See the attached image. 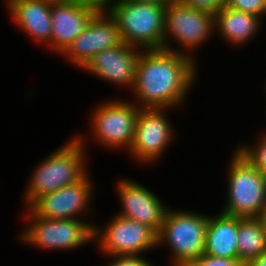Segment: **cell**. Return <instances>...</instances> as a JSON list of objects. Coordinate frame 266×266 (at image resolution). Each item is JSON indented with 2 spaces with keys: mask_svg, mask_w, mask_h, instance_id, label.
<instances>
[{
  "mask_svg": "<svg viewBox=\"0 0 266 266\" xmlns=\"http://www.w3.org/2000/svg\"><path fill=\"white\" fill-rule=\"evenodd\" d=\"M121 43L115 19L109 12H97L63 54L68 56L72 63L84 68L96 54Z\"/></svg>",
  "mask_w": 266,
  "mask_h": 266,
  "instance_id": "cell-10",
  "label": "cell"
},
{
  "mask_svg": "<svg viewBox=\"0 0 266 266\" xmlns=\"http://www.w3.org/2000/svg\"><path fill=\"white\" fill-rule=\"evenodd\" d=\"M139 110V105L116 100L101 104L92 116L95 137L105 146L130 149Z\"/></svg>",
  "mask_w": 266,
  "mask_h": 266,
  "instance_id": "cell-7",
  "label": "cell"
},
{
  "mask_svg": "<svg viewBox=\"0 0 266 266\" xmlns=\"http://www.w3.org/2000/svg\"><path fill=\"white\" fill-rule=\"evenodd\" d=\"M115 261L113 260L108 266H152L148 261L142 259L138 255H114Z\"/></svg>",
  "mask_w": 266,
  "mask_h": 266,
  "instance_id": "cell-24",
  "label": "cell"
},
{
  "mask_svg": "<svg viewBox=\"0 0 266 266\" xmlns=\"http://www.w3.org/2000/svg\"><path fill=\"white\" fill-rule=\"evenodd\" d=\"M29 211L32 225L21 235L22 240L29 244L44 249H72L95 239L94 227L81 220L45 219Z\"/></svg>",
  "mask_w": 266,
  "mask_h": 266,
  "instance_id": "cell-6",
  "label": "cell"
},
{
  "mask_svg": "<svg viewBox=\"0 0 266 266\" xmlns=\"http://www.w3.org/2000/svg\"><path fill=\"white\" fill-rule=\"evenodd\" d=\"M259 18L253 14L223 6L214 15V27L219 28L218 30L228 42L240 44L254 36L259 28Z\"/></svg>",
  "mask_w": 266,
  "mask_h": 266,
  "instance_id": "cell-18",
  "label": "cell"
},
{
  "mask_svg": "<svg viewBox=\"0 0 266 266\" xmlns=\"http://www.w3.org/2000/svg\"><path fill=\"white\" fill-rule=\"evenodd\" d=\"M189 266H244L239 259H226L203 254Z\"/></svg>",
  "mask_w": 266,
  "mask_h": 266,
  "instance_id": "cell-23",
  "label": "cell"
},
{
  "mask_svg": "<svg viewBox=\"0 0 266 266\" xmlns=\"http://www.w3.org/2000/svg\"><path fill=\"white\" fill-rule=\"evenodd\" d=\"M208 216L190 212L167 210L157 244L163 240L173 251V266H189L205 251Z\"/></svg>",
  "mask_w": 266,
  "mask_h": 266,
  "instance_id": "cell-5",
  "label": "cell"
},
{
  "mask_svg": "<svg viewBox=\"0 0 266 266\" xmlns=\"http://www.w3.org/2000/svg\"><path fill=\"white\" fill-rule=\"evenodd\" d=\"M259 145L252 147H239L237 151L243 155L255 168L266 175V133L262 135Z\"/></svg>",
  "mask_w": 266,
  "mask_h": 266,
  "instance_id": "cell-20",
  "label": "cell"
},
{
  "mask_svg": "<svg viewBox=\"0 0 266 266\" xmlns=\"http://www.w3.org/2000/svg\"><path fill=\"white\" fill-rule=\"evenodd\" d=\"M91 189L86 174L76 183L37 198L29 205V210L45 219H77V214L88 209Z\"/></svg>",
  "mask_w": 266,
  "mask_h": 266,
  "instance_id": "cell-12",
  "label": "cell"
},
{
  "mask_svg": "<svg viewBox=\"0 0 266 266\" xmlns=\"http://www.w3.org/2000/svg\"><path fill=\"white\" fill-rule=\"evenodd\" d=\"M97 12L89 7L68 4H51V48L63 53L85 30Z\"/></svg>",
  "mask_w": 266,
  "mask_h": 266,
  "instance_id": "cell-15",
  "label": "cell"
},
{
  "mask_svg": "<svg viewBox=\"0 0 266 266\" xmlns=\"http://www.w3.org/2000/svg\"><path fill=\"white\" fill-rule=\"evenodd\" d=\"M163 108H140L130 153L137 159L151 162L159 158L172 140L170 123Z\"/></svg>",
  "mask_w": 266,
  "mask_h": 266,
  "instance_id": "cell-11",
  "label": "cell"
},
{
  "mask_svg": "<svg viewBox=\"0 0 266 266\" xmlns=\"http://www.w3.org/2000/svg\"><path fill=\"white\" fill-rule=\"evenodd\" d=\"M259 218L262 221L263 227H264L265 232H266V209L261 213Z\"/></svg>",
  "mask_w": 266,
  "mask_h": 266,
  "instance_id": "cell-29",
  "label": "cell"
},
{
  "mask_svg": "<svg viewBox=\"0 0 266 266\" xmlns=\"http://www.w3.org/2000/svg\"><path fill=\"white\" fill-rule=\"evenodd\" d=\"M180 3L190 8L207 11L215 15L223 6L226 0H178Z\"/></svg>",
  "mask_w": 266,
  "mask_h": 266,
  "instance_id": "cell-22",
  "label": "cell"
},
{
  "mask_svg": "<svg viewBox=\"0 0 266 266\" xmlns=\"http://www.w3.org/2000/svg\"><path fill=\"white\" fill-rule=\"evenodd\" d=\"M165 7L160 4L113 0L109 14L122 42L145 50L164 49Z\"/></svg>",
  "mask_w": 266,
  "mask_h": 266,
  "instance_id": "cell-2",
  "label": "cell"
},
{
  "mask_svg": "<svg viewBox=\"0 0 266 266\" xmlns=\"http://www.w3.org/2000/svg\"><path fill=\"white\" fill-rule=\"evenodd\" d=\"M122 42L96 54L83 68L101 79L133 87L140 52Z\"/></svg>",
  "mask_w": 266,
  "mask_h": 266,
  "instance_id": "cell-14",
  "label": "cell"
},
{
  "mask_svg": "<svg viewBox=\"0 0 266 266\" xmlns=\"http://www.w3.org/2000/svg\"><path fill=\"white\" fill-rule=\"evenodd\" d=\"M74 3H76L77 5H83L86 7H89L93 10H95L96 12H108L111 5L113 3H111V0H73ZM110 4V6L108 7L109 9L106 8V5L108 6Z\"/></svg>",
  "mask_w": 266,
  "mask_h": 266,
  "instance_id": "cell-25",
  "label": "cell"
},
{
  "mask_svg": "<svg viewBox=\"0 0 266 266\" xmlns=\"http://www.w3.org/2000/svg\"><path fill=\"white\" fill-rule=\"evenodd\" d=\"M238 259L245 265L266 252V232L260 218H239Z\"/></svg>",
  "mask_w": 266,
  "mask_h": 266,
  "instance_id": "cell-19",
  "label": "cell"
},
{
  "mask_svg": "<svg viewBox=\"0 0 266 266\" xmlns=\"http://www.w3.org/2000/svg\"><path fill=\"white\" fill-rule=\"evenodd\" d=\"M97 237L100 248L111 256L139 255L157 245V233L153 229L118 214L104 231L94 226V238Z\"/></svg>",
  "mask_w": 266,
  "mask_h": 266,
  "instance_id": "cell-9",
  "label": "cell"
},
{
  "mask_svg": "<svg viewBox=\"0 0 266 266\" xmlns=\"http://www.w3.org/2000/svg\"><path fill=\"white\" fill-rule=\"evenodd\" d=\"M14 22L29 36L51 44V4L42 0H8Z\"/></svg>",
  "mask_w": 266,
  "mask_h": 266,
  "instance_id": "cell-16",
  "label": "cell"
},
{
  "mask_svg": "<svg viewBox=\"0 0 266 266\" xmlns=\"http://www.w3.org/2000/svg\"><path fill=\"white\" fill-rule=\"evenodd\" d=\"M214 27V15L203 10L190 8L178 0L165 7L164 50L172 51L168 45L169 34L181 45L193 49L210 36Z\"/></svg>",
  "mask_w": 266,
  "mask_h": 266,
  "instance_id": "cell-8",
  "label": "cell"
},
{
  "mask_svg": "<svg viewBox=\"0 0 266 266\" xmlns=\"http://www.w3.org/2000/svg\"><path fill=\"white\" fill-rule=\"evenodd\" d=\"M145 52V53H144ZM139 55L133 89L140 108L174 107L182 102L195 80L192 57L177 50H144Z\"/></svg>",
  "mask_w": 266,
  "mask_h": 266,
  "instance_id": "cell-1",
  "label": "cell"
},
{
  "mask_svg": "<svg viewBox=\"0 0 266 266\" xmlns=\"http://www.w3.org/2000/svg\"><path fill=\"white\" fill-rule=\"evenodd\" d=\"M239 217L221 213L209 217L204 254L218 258L238 259L237 235Z\"/></svg>",
  "mask_w": 266,
  "mask_h": 266,
  "instance_id": "cell-17",
  "label": "cell"
},
{
  "mask_svg": "<svg viewBox=\"0 0 266 266\" xmlns=\"http://www.w3.org/2000/svg\"><path fill=\"white\" fill-rule=\"evenodd\" d=\"M135 2H143V3H153V4H160L163 6H167L170 2L175 0H130Z\"/></svg>",
  "mask_w": 266,
  "mask_h": 266,
  "instance_id": "cell-27",
  "label": "cell"
},
{
  "mask_svg": "<svg viewBox=\"0 0 266 266\" xmlns=\"http://www.w3.org/2000/svg\"><path fill=\"white\" fill-rule=\"evenodd\" d=\"M71 140L38 165L28 185L25 197L28 204L31 205L42 195L76 183L86 175L84 166L86 147L83 146L82 136Z\"/></svg>",
  "mask_w": 266,
  "mask_h": 266,
  "instance_id": "cell-3",
  "label": "cell"
},
{
  "mask_svg": "<svg viewBox=\"0 0 266 266\" xmlns=\"http://www.w3.org/2000/svg\"><path fill=\"white\" fill-rule=\"evenodd\" d=\"M48 4H68L73 3V0H42Z\"/></svg>",
  "mask_w": 266,
  "mask_h": 266,
  "instance_id": "cell-28",
  "label": "cell"
},
{
  "mask_svg": "<svg viewBox=\"0 0 266 266\" xmlns=\"http://www.w3.org/2000/svg\"><path fill=\"white\" fill-rule=\"evenodd\" d=\"M231 160L228 203L223 213L239 218H259L266 209V175L238 151Z\"/></svg>",
  "mask_w": 266,
  "mask_h": 266,
  "instance_id": "cell-4",
  "label": "cell"
},
{
  "mask_svg": "<svg viewBox=\"0 0 266 266\" xmlns=\"http://www.w3.org/2000/svg\"><path fill=\"white\" fill-rule=\"evenodd\" d=\"M244 266H266V252L247 262Z\"/></svg>",
  "mask_w": 266,
  "mask_h": 266,
  "instance_id": "cell-26",
  "label": "cell"
},
{
  "mask_svg": "<svg viewBox=\"0 0 266 266\" xmlns=\"http://www.w3.org/2000/svg\"><path fill=\"white\" fill-rule=\"evenodd\" d=\"M225 6L257 17L266 14V0H226Z\"/></svg>",
  "mask_w": 266,
  "mask_h": 266,
  "instance_id": "cell-21",
  "label": "cell"
},
{
  "mask_svg": "<svg viewBox=\"0 0 266 266\" xmlns=\"http://www.w3.org/2000/svg\"><path fill=\"white\" fill-rule=\"evenodd\" d=\"M117 190L123 204L119 216L145 224L158 233L168 209L154 193L130 180H121Z\"/></svg>",
  "mask_w": 266,
  "mask_h": 266,
  "instance_id": "cell-13",
  "label": "cell"
}]
</instances>
